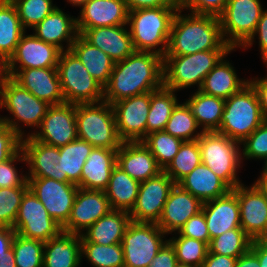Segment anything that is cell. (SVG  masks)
<instances>
[{
  "label": "cell",
  "mask_w": 267,
  "mask_h": 267,
  "mask_svg": "<svg viewBox=\"0 0 267 267\" xmlns=\"http://www.w3.org/2000/svg\"><path fill=\"white\" fill-rule=\"evenodd\" d=\"M128 11L158 8V7H180V0H124Z\"/></svg>",
  "instance_id": "9f6ffc18"
},
{
  "label": "cell",
  "mask_w": 267,
  "mask_h": 267,
  "mask_svg": "<svg viewBox=\"0 0 267 267\" xmlns=\"http://www.w3.org/2000/svg\"><path fill=\"white\" fill-rule=\"evenodd\" d=\"M31 30L37 38L61 51L70 50L79 35L76 16L65 13L58 6Z\"/></svg>",
  "instance_id": "cb8c5ba5"
},
{
  "label": "cell",
  "mask_w": 267,
  "mask_h": 267,
  "mask_svg": "<svg viewBox=\"0 0 267 267\" xmlns=\"http://www.w3.org/2000/svg\"><path fill=\"white\" fill-rule=\"evenodd\" d=\"M210 240L232 229H242L237 195L230 190L226 195L202 204Z\"/></svg>",
  "instance_id": "d4e9b609"
},
{
  "label": "cell",
  "mask_w": 267,
  "mask_h": 267,
  "mask_svg": "<svg viewBox=\"0 0 267 267\" xmlns=\"http://www.w3.org/2000/svg\"><path fill=\"white\" fill-rule=\"evenodd\" d=\"M200 163L201 151L198 140L183 141L178 153L163 171L178 184Z\"/></svg>",
  "instance_id": "ab89813d"
},
{
  "label": "cell",
  "mask_w": 267,
  "mask_h": 267,
  "mask_svg": "<svg viewBox=\"0 0 267 267\" xmlns=\"http://www.w3.org/2000/svg\"><path fill=\"white\" fill-rule=\"evenodd\" d=\"M0 267H16L13 251L0 258Z\"/></svg>",
  "instance_id": "be15d7a7"
},
{
  "label": "cell",
  "mask_w": 267,
  "mask_h": 267,
  "mask_svg": "<svg viewBox=\"0 0 267 267\" xmlns=\"http://www.w3.org/2000/svg\"><path fill=\"white\" fill-rule=\"evenodd\" d=\"M19 162L26 164L21 148L10 159L0 163V188L29 187L26 171L23 173L24 170L20 171L16 166Z\"/></svg>",
  "instance_id": "681fc988"
},
{
  "label": "cell",
  "mask_w": 267,
  "mask_h": 267,
  "mask_svg": "<svg viewBox=\"0 0 267 267\" xmlns=\"http://www.w3.org/2000/svg\"><path fill=\"white\" fill-rule=\"evenodd\" d=\"M15 231L11 227H0V258L7 256L12 251Z\"/></svg>",
  "instance_id": "91938a15"
},
{
  "label": "cell",
  "mask_w": 267,
  "mask_h": 267,
  "mask_svg": "<svg viewBox=\"0 0 267 267\" xmlns=\"http://www.w3.org/2000/svg\"><path fill=\"white\" fill-rule=\"evenodd\" d=\"M260 188L265 192L267 197V177H258L256 180H254Z\"/></svg>",
  "instance_id": "e7e4bbea"
},
{
  "label": "cell",
  "mask_w": 267,
  "mask_h": 267,
  "mask_svg": "<svg viewBox=\"0 0 267 267\" xmlns=\"http://www.w3.org/2000/svg\"><path fill=\"white\" fill-rule=\"evenodd\" d=\"M21 139L9 126L0 121V163L10 159L21 148Z\"/></svg>",
  "instance_id": "f5cc1de1"
},
{
  "label": "cell",
  "mask_w": 267,
  "mask_h": 267,
  "mask_svg": "<svg viewBox=\"0 0 267 267\" xmlns=\"http://www.w3.org/2000/svg\"><path fill=\"white\" fill-rule=\"evenodd\" d=\"M76 123L78 138L93 147L119 149L123 143L113 106L106 101L76 104Z\"/></svg>",
  "instance_id": "ba28073f"
},
{
  "label": "cell",
  "mask_w": 267,
  "mask_h": 267,
  "mask_svg": "<svg viewBox=\"0 0 267 267\" xmlns=\"http://www.w3.org/2000/svg\"><path fill=\"white\" fill-rule=\"evenodd\" d=\"M117 150L94 147L83 165L79 188L87 190H105L112 169L117 164Z\"/></svg>",
  "instance_id": "4316f807"
},
{
  "label": "cell",
  "mask_w": 267,
  "mask_h": 267,
  "mask_svg": "<svg viewBox=\"0 0 267 267\" xmlns=\"http://www.w3.org/2000/svg\"><path fill=\"white\" fill-rule=\"evenodd\" d=\"M16 6L22 27L32 29L48 16L57 5L53 0H11Z\"/></svg>",
  "instance_id": "bcb514c9"
},
{
  "label": "cell",
  "mask_w": 267,
  "mask_h": 267,
  "mask_svg": "<svg viewBox=\"0 0 267 267\" xmlns=\"http://www.w3.org/2000/svg\"><path fill=\"white\" fill-rule=\"evenodd\" d=\"M130 222L129 212L111 210L81 234V242H92L98 245L121 243Z\"/></svg>",
  "instance_id": "d6a6232c"
},
{
  "label": "cell",
  "mask_w": 267,
  "mask_h": 267,
  "mask_svg": "<svg viewBox=\"0 0 267 267\" xmlns=\"http://www.w3.org/2000/svg\"><path fill=\"white\" fill-rule=\"evenodd\" d=\"M70 50L97 82L103 87L108 84L115 63L110 56L87 42L80 34L71 45Z\"/></svg>",
  "instance_id": "836d02e7"
},
{
  "label": "cell",
  "mask_w": 267,
  "mask_h": 267,
  "mask_svg": "<svg viewBox=\"0 0 267 267\" xmlns=\"http://www.w3.org/2000/svg\"><path fill=\"white\" fill-rule=\"evenodd\" d=\"M261 0H228L219 16L224 41L232 48H241L254 34L262 11Z\"/></svg>",
  "instance_id": "8fae6325"
},
{
  "label": "cell",
  "mask_w": 267,
  "mask_h": 267,
  "mask_svg": "<svg viewBox=\"0 0 267 267\" xmlns=\"http://www.w3.org/2000/svg\"><path fill=\"white\" fill-rule=\"evenodd\" d=\"M116 165L140 183L163 171L142 141L123 142L117 150Z\"/></svg>",
  "instance_id": "484cf974"
},
{
  "label": "cell",
  "mask_w": 267,
  "mask_h": 267,
  "mask_svg": "<svg viewBox=\"0 0 267 267\" xmlns=\"http://www.w3.org/2000/svg\"><path fill=\"white\" fill-rule=\"evenodd\" d=\"M65 103L87 104L103 101L104 87L86 70L71 51H61L57 64Z\"/></svg>",
  "instance_id": "9c48e42d"
},
{
  "label": "cell",
  "mask_w": 267,
  "mask_h": 267,
  "mask_svg": "<svg viewBox=\"0 0 267 267\" xmlns=\"http://www.w3.org/2000/svg\"><path fill=\"white\" fill-rule=\"evenodd\" d=\"M140 182L131 178L119 166L112 169L107 188L104 190L112 210L130 212L135 205Z\"/></svg>",
  "instance_id": "8d00e7d4"
},
{
  "label": "cell",
  "mask_w": 267,
  "mask_h": 267,
  "mask_svg": "<svg viewBox=\"0 0 267 267\" xmlns=\"http://www.w3.org/2000/svg\"><path fill=\"white\" fill-rule=\"evenodd\" d=\"M202 202L178 184L171 189L156 223L167 235L178 232L186 221L202 209Z\"/></svg>",
  "instance_id": "603a6c76"
},
{
  "label": "cell",
  "mask_w": 267,
  "mask_h": 267,
  "mask_svg": "<svg viewBox=\"0 0 267 267\" xmlns=\"http://www.w3.org/2000/svg\"><path fill=\"white\" fill-rule=\"evenodd\" d=\"M241 159L264 161L267 158V120L241 143Z\"/></svg>",
  "instance_id": "c3c4849f"
},
{
  "label": "cell",
  "mask_w": 267,
  "mask_h": 267,
  "mask_svg": "<svg viewBox=\"0 0 267 267\" xmlns=\"http://www.w3.org/2000/svg\"><path fill=\"white\" fill-rule=\"evenodd\" d=\"M180 7H158L129 11L127 26L138 52H151L164 57L171 26Z\"/></svg>",
  "instance_id": "277c9868"
},
{
  "label": "cell",
  "mask_w": 267,
  "mask_h": 267,
  "mask_svg": "<svg viewBox=\"0 0 267 267\" xmlns=\"http://www.w3.org/2000/svg\"><path fill=\"white\" fill-rule=\"evenodd\" d=\"M178 185L202 203L226 195L231 188L209 167L200 163Z\"/></svg>",
  "instance_id": "4dcf8cb0"
},
{
  "label": "cell",
  "mask_w": 267,
  "mask_h": 267,
  "mask_svg": "<svg viewBox=\"0 0 267 267\" xmlns=\"http://www.w3.org/2000/svg\"><path fill=\"white\" fill-rule=\"evenodd\" d=\"M180 236L203 241L209 245L210 235L204 213L201 210L196 215L190 217L177 232Z\"/></svg>",
  "instance_id": "816d5d0a"
},
{
  "label": "cell",
  "mask_w": 267,
  "mask_h": 267,
  "mask_svg": "<svg viewBox=\"0 0 267 267\" xmlns=\"http://www.w3.org/2000/svg\"><path fill=\"white\" fill-rule=\"evenodd\" d=\"M2 77H3V72L0 68V99H1V84H2Z\"/></svg>",
  "instance_id": "a7ac6f4b"
},
{
  "label": "cell",
  "mask_w": 267,
  "mask_h": 267,
  "mask_svg": "<svg viewBox=\"0 0 267 267\" xmlns=\"http://www.w3.org/2000/svg\"><path fill=\"white\" fill-rule=\"evenodd\" d=\"M164 131L182 141L197 140L203 133L187 104L181 101L173 109Z\"/></svg>",
  "instance_id": "f35d334b"
},
{
  "label": "cell",
  "mask_w": 267,
  "mask_h": 267,
  "mask_svg": "<svg viewBox=\"0 0 267 267\" xmlns=\"http://www.w3.org/2000/svg\"><path fill=\"white\" fill-rule=\"evenodd\" d=\"M225 55L206 75L199 91L226 100L249 83L246 78H239L237 71Z\"/></svg>",
  "instance_id": "f546056e"
},
{
  "label": "cell",
  "mask_w": 267,
  "mask_h": 267,
  "mask_svg": "<svg viewBox=\"0 0 267 267\" xmlns=\"http://www.w3.org/2000/svg\"><path fill=\"white\" fill-rule=\"evenodd\" d=\"M238 198L240 225L252 240L267 239V197L260 186L239 184L231 189Z\"/></svg>",
  "instance_id": "5bb4252c"
},
{
  "label": "cell",
  "mask_w": 267,
  "mask_h": 267,
  "mask_svg": "<svg viewBox=\"0 0 267 267\" xmlns=\"http://www.w3.org/2000/svg\"><path fill=\"white\" fill-rule=\"evenodd\" d=\"M249 83L257 93L262 113L267 120V75L264 77H251Z\"/></svg>",
  "instance_id": "6f0895ef"
},
{
  "label": "cell",
  "mask_w": 267,
  "mask_h": 267,
  "mask_svg": "<svg viewBox=\"0 0 267 267\" xmlns=\"http://www.w3.org/2000/svg\"><path fill=\"white\" fill-rule=\"evenodd\" d=\"M87 0H67V4L69 3L70 5L72 4L73 7H79L85 3Z\"/></svg>",
  "instance_id": "03108f58"
},
{
  "label": "cell",
  "mask_w": 267,
  "mask_h": 267,
  "mask_svg": "<svg viewBox=\"0 0 267 267\" xmlns=\"http://www.w3.org/2000/svg\"><path fill=\"white\" fill-rule=\"evenodd\" d=\"M256 40H258V42H256ZM254 43H258L261 60L264 65L267 66V9H264L262 11L260 20L258 21L257 28L254 34L240 48V50L244 49L245 51L246 49H250L251 47H253L252 45H255Z\"/></svg>",
  "instance_id": "db71d44e"
},
{
  "label": "cell",
  "mask_w": 267,
  "mask_h": 267,
  "mask_svg": "<svg viewBox=\"0 0 267 267\" xmlns=\"http://www.w3.org/2000/svg\"><path fill=\"white\" fill-rule=\"evenodd\" d=\"M77 29L127 25L128 14L124 0H87L80 6Z\"/></svg>",
  "instance_id": "44dd1931"
},
{
  "label": "cell",
  "mask_w": 267,
  "mask_h": 267,
  "mask_svg": "<svg viewBox=\"0 0 267 267\" xmlns=\"http://www.w3.org/2000/svg\"><path fill=\"white\" fill-rule=\"evenodd\" d=\"M197 140L201 163L209 167L231 189L242 184L238 175L240 168H243L240 142L217 131H204Z\"/></svg>",
  "instance_id": "52a82bcc"
},
{
  "label": "cell",
  "mask_w": 267,
  "mask_h": 267,
  "mask_svg": "<svg viewBox=\"0 0 267 267\" xmlns=\"http://www.w3.org/2000/svg\"><path fill=\"white\" fill-rule=\"evenodd\" d=\"M227 2L228 0H180V8L191 14L219 17Z\"/></svg>",
  "instance_id": "f907efd6"
},
{
  "label": "cell",
  "mask_w": 267,
  "mask_h": 267,
  "mask_svg": "<svg viewBox=\"0 0 267 267\" xmlns=\"http://www.w3.org/2000/svg\"><path fill=\"white\" fill-rule=\"evenodd\" d=\"M39 130L32 137L45 144L61 147L78 138L76 105L62 103L51 105L43 117Z\"/></svg>",
  "instance_id": "e0dca14e"
},
{
  "label": "cell",
  "mask_w": 267,
  "mask_h": 267,
  "mask_svg": "<svg viewBox=\"0 0 267 267\" xmlns=\"http://www.w3.org/2000/svg\"><path fill=\"white\" fill-rule=\"evenodd\" d=\"M90 44L105 52L114 62L122 61L135 52L127 25L78 29Z\"/></svg>",
  "instance_id": "7402d4cb"
},
{
  "label": "cell",
  "mask_w": 267,
  "mask_h": 267,
  "mask_svg": "<svg viewBox=\"0 0 267 267\" xmlns=\"http://www.w3.org/2000/svg\"><path fill=\"white\" fill-rule=\"evenodd\" d=\"M51 105L31 94L12 77L3 73L1 84L0 111L5 109L9 116L0 114V121L9 126L19 137L32 136L38 130L43 117ZM12 115V116H11ZM22 123V124H21ZM28 127L30 132H25ZM23 128V129H22ZM32 128L34 129L32 131ZM27 133V134H26Z\"/></svg>",
  "instance_id": "3957f363"
},
{
  "label": "cell",
  "mask_w": 267,
  "mask_h": 267,
  "mask_svg": "<svg viewBox=\"0 0 267 267\" xmlns=\"http://www.w3.org/2000/svg\"><path fill=\"white\" fill-rule=\"evenodd\" d=\"M263 166H262V171H260V176L258 175V177H267V158L264 160L263 162Z\"/></svg>",
  "instance_id": "003e7915"
},
{
  "label": "cell",
  "mask_w": 267,
  "mask_h": 267,
  "mask_svg": "<svg viewBox=\"0 0 267 267\" xmlns=\"http://www.w3.org/2000/svg\"><path fill=\"white\" fill-rule=\"evenodd\" d=\"M142 143L150 150L158 165L164 170L178 153L183 141L162 130L146 135Z\"/></svg>",
  "instance_id": "ee69618b"
},
{
  "label": "cell",
  "mask_w": 267,
  "mask_h": 267,
  "mask_svg": "<svg viewBox=\"0 0 267 267\" xmlns=\"http://www.w3.org/2000/svg\"><path fill=\"white\" fill-rule=\"evenodd\" d=\"M29 187L0 188V227L13 228L22 197Z\"/></svg>",
  "instance_id": "7dc6e473"
},
{
  "label": "cell",
  "mask_w": 267,
  "mask_h": 267,
  "mask_svg": "<svg viewBox=\"0 0 267 267\" xmlns=\"http://www.w3.org/2000/svg\"><path fill=\"white\" fill-rule=\"evenodd\" d=\"M93 148L91 144L79 138L59 147V163L55 165L53 179L78 185L83 165Z\"/></svg>",
  "instance_id": "1f68e13d"
},
{
  "label": "cell",
  "mask_w": 267,
  "mask_h": 267,
  "mask_svg": "<svg viewBox=\"0 0 267 267\" xmlns=\"http://www.w3.org/2000/svg\"><path fill=\"white\" fill-rule=\"evenodd\" d=\"M25 32L16 6L11 0H0V68L14 54Z\"/></svg>",
  "instance_id": "e575fe53"
},
{
  "label": "cell",
  "mask_w": 267,
  "mask_h": 267,
  "mask_svg": "<svg viewBox=\"0 0 267 267\" xmlns=\"http://www.w3.org/2000/svg\"><path fill=\"white\" fill-rule=\"evenodd\" d=\"M111 210L105 191L78 188L70 218L62 231L81 235Z\"/></svg>",
  "instance_id": "d6986e66"
},
{
  "label": "cell",
  "mask_w": 267,
  "mask_h": 267,
  "mask_svg": "<svg viewBox=\"0 0 267 267\" xmlns=\"http://www.w3.org/2000/svg\"><path fill=\"white\" fill-rule=\"evenodd\" d=\"M27 182L29 189L41 201L49 215L63 227L70 218L79 187L52 178H27Z\"/></svg>",
  "instance_id": "4fadbf2b"
},
{
  "label": "cell",
  "mask_w": 267,
  "mask_h": 267,
  "mask_svg": "<svg viewBox=\"0 0 267 267\" xmlns=\"http://www.w3.org/2000/svg\"><path fill=\"white\" fill-rule=\"evenodd\" d=\"M81 257L92 267H124V254L121 243L98 245L81 242Z\"/></svg>",
  "instance_id": "60d3db41"
},
{
  "label": "cell",
  "mask_w": 267,
  "mask_h": 267,
  "mask_svg": "<svg viewBox=\"0 0 267 267\" xmlns=\"http://www.w3.org/2000/svg\"><path fill=\"white\" fill-rule=\"evenodd\" d=\"M150 103L151 92H146L112 104L118 135L123 142L142 141L146 137Z\"/></svg>",
  "instance_id": "9a60e30c"
},
{
  "label": "cell",
  "mask_w": 267,
  "mask_h": 267,
  "mask_svg": "<svg viewBox=\"0 0 267 267\" xmlns=\"http://www.w3.org/2000/svg\"><path fill=\"white\" fill-rule=\"evenodd\" d=\"M81 235L61 231L45 242L43 267H81Z\"/></svg>",
  "instance_id": "f1b7e54d"
},
{
  "label": "cell",
  "mask_w": 267,
  "mask_h": 267,
  "mask_svg": "<svg viewBox=\"0 0 267 267\" xmlns=\"http://www.w3.org/2000/svg\"><path fill=\"white\" fill-rule=\"evenodd\" d=\"M44 242L15 233L12 251L16 267H43Z\"/></svg>",
  "instance_id": "f6af8a7d"
},
{
  "label": "cell",
  "mask_w": 267,
  "mask_h": 267,
  "mask_svg": "<svg viewBox=\"0 0 267 267\" xmlns=\"http://www.w3.org/2000/svg\"><path fill=\"white\" fill-rule=\"evenodd\" d=\"M163 86V57L151 52L135 51L126 59L114 63L103 101L111 105L121 99Z\"/></svg>",
  "instance_id": "6da1fadb"
},
{
  "label": "cell",
  "mask_w": 267,
  "mask_h": 267,
  "mask_svg": "<svg viewBox=\"0 0 267 267\" xmlns=\"http://www.w3.org/2000/svg\"><path fill=\"white\" fill-rule=\"evenodd\" d=\"M177 267H195V266L178 264Z\"/></svg>",
  "instance_id": "89a4df30"
},
{
  "label": "cell",
  "mask_w": 267,
  "mask_h": 267,
  "mask_svg": "<svg viewBox=\"0 0 267 267\" xmlns=\"http://www.w3.org/2000/svg\"><path fill=\"white\" fill-rule=\"evenodd\" d=\"M237 49H212L191 55H164L163 86L179 92L202 85L206 75L227 54Z\"/></svg>",
  "instance_id": "5b68a950"
},
{
  "label": "cell",
  "mask_w": 267,
  "mask_h": 267,
  "mask_svg": "<svg viewBox=\"0 0 267 267\" xmlns=\"http://www.w3.org/2000/svg\"><path fill=\"white\" fill-rule=\"evenodd\" d=\"M169 235L173 236L168 239V242L175 250L178 264L192 265L195 267H201L203 265L209 252L207 243L193 238L180 236L177 232Z\"/></svg>",
  "instance_id": "b9f144b4"
},
{
  "label": "cell",
  "mask_w": 267,
  "mask_h": 267,
  "mask_svg": "<svg viewBox=\"0 0 267 267\" xmlns=\"http://www.w3.org/2000/svg\"><path fill=\"white\" fill-rule=\"evenodd\" d=\"M174 185L164 171L141 182L135 205L129 212L131 221L157 223Z\"/></svg>",
  "instance_id": "2e32d148"
},
{
  "label": "cell",
  "mask_w": 267,
  "mask_h": 267,
  "mask_svg": "<svg viewBox=\"0 0 267 267\" xmlns=\"http://www.w3.org/2000/svg\"><path fill=\"white\" fill-rule=\"evenodd\" d=\"M175 250L167 241L158 251L148 267H177Z\"/></svg>",
  "instance_id": "11a10c76"
},
{
  "label": "cell",
  "mask_w": 267,
  "mask_h": 267,
  "mask_svg": "<svg viewBox=\"0 0 267 267\" xmlns=\"http://www.w3.org/2000/svg\"><path fill=\"white\" fill-rule=\"evenodd\" d=\"M2 72L50 105L65 103L57 67L2 70Z\"/></svg>",
  "instance_id": "ffe728a7"
},
{
  "label": "cell",
  "mask_w": 267,
  "mask_h": 267,
  "mask_svg": "<svg viewBox=\"0 0 267 267\" xmlns=\"http://www.w3.org/2000/svg\"><path fill=\"white\" fill-rule=\"evenodd\" d=\"M235 267H260L258 257L249 249L239 256Z\"/></svg>",
  "instance_id": "6125c7cd"
},
{
  "label": "cell",
  "mask_w": 267,
  "mask_h": 267,
  "mask_svg": "<svg viewBox=\"0 0 267 267\" xmlns=\"http://www.w3.org/2000/svg\"><path fill=\"white\" fill-rule=\"evenodd\" d=\"M237 259L238 258L208 252L201 267H235Z\"/></svg>",
  "instance_id": "680465c9"
},
{
  "label": "cell",
  "mask_w": 267,
  "mask_h": 267,
  "mask_svg": "<svg viewBox=\"0 0 267 267\" xmlns=\"http://www.w3.org/2000/svg\"><path fill=\"white\" fill-rule=\"evenodd\" d=\"M251 243L243 229H232L212 238L208 247L209 253L238 258L250 249Z\"/></svg>",
  "instance_id": "7bdbcfd3"
},
{
  "label": "cell",
  "mask_w": 267,
  "mask_h": 267,
  "mask_svg": "<svg viewBox=\"0 0 267 267\" xmlns=\"http://www.w3.org/2000/svg\"><path fill=\"white\" fill-rule=\"evenodd\" d=\"M202 131H217L224 111L225 100L199 90L184 101Z\"/></svg>",
  "instance_id": "d590c367"
},
{
  "label": "cell",
  "mask_w": 267,
  "mask_h": 267,
  "mask_svg": "<svg viewBox=\"0 0 267 267\" xmlns=\"http://www.w3.org/2000/svg\"><path fill=\"white\" fill-rule=\"evenodd\" d=\"M178 92L162 86L151 91V103L146 122V135L164 130L173 109L180 102Z\"/></svg>",
  "instance_id": "74e56055"
},
{
  "label": "cell",
  "mask_w": 267,
  "mask_h": 267,
  "mask_svg": "<svg viewBox=\"0 0 267 267\" xmlns=\"http://www.w3.org/2000/svg\"><path fill=\"white\" fill-rule=\"evenodd\" d=\"M265 120L257 93L253 86L248 83L225 100L224 111L217 132L241 143Z\"/></svg>",
  "instance_id": "8992f818"
},
{
  "label": "cell",
  "mask_w": 267,
  "mask_h": 267,
  "mask_svg": "<svg viewBox=\"0 0 267 267\" xmlns=\"http://www.w3.org/2000/svg\"><path fill=\"white\" fill-rule=\"evenodd\" d=\"M13 229L22 237L44 243L62 231V227L30 189L22 197Z\"/></svg>",
  "instance_id": "7c38bea8"
},
{
  "label": "cell",
  "mask_w": 267,
  "mask_h": 267,
  "mask_svg": "<svg viewBox=\"0 0 267 267\" xmlns=\"http://www.w3.org/2000/svg\"><path fill=\"white\" fill-rule=\"evenodd\" d=\"M212 49H232L224 41L219 17L185 14L179 8L172 22L165 55H191Z\"/></svg>",
  "instance_id": "7a4b0ae2"
},
{
  "label": "cell",
  "mask_w": 267,
  "mask_h": 267,
  "mask_svg": "<svg viewBox=\"0 0 267 267\" xmlns=\"http://www.w3.org/2000/svg\"><path fill=\"white\" fill-rule=\"evenodd\" d=\"M61 50L27 31L21 36L14 54L1 70L57 67Z\"/></svg>",
  "instance_id": "ac0fdd59"
},
{
  "label": "cell",
  "mask_w": 267,
  "mask_h": 267,
  "mask_svg": "<svg viewBox=\"0 0 267 267\" xmlns=\"http://www.w3.org/2000/svg\"><path fill=\"white\" fill-rule=\"evenodd\" d=\"M250 250L258 257L260 267H267V239L252 240Z\"/></svg>",
  "instance_id": "94428289"
},
{
  "label": "cell",
  "mask_w": 267,
  "mask_h": 267,
  "mask_svg": "<svg viewBox=\"0 0 267 267\" xmlns=\"http://www.w3.org/2000/svg\"><path fill=\"white\" fill-rule=\"evenodd\" d=\"M21 150L24 153L27 178H52L55 165L59 163V147L35 140L32 136L21 139Z\"/></svg>",
  "instance_id": "83f0119b"
},
{
  "label": "cell",
  "mask_w": 267,
  "mask_h": 267,
  "mask_svg": "<svg viewBox=\"0 0 267 267\" xmlns=\"http://www.w3.org/2000/svg\"><path fill=\"white\" fill-rule=\"evenodd\" d=\"M166 236L156 223L131 221L121 242L124 267H148L168 241Z\"/></svg>",
  "instance_id": "30bf717a"
}]
</instances>
